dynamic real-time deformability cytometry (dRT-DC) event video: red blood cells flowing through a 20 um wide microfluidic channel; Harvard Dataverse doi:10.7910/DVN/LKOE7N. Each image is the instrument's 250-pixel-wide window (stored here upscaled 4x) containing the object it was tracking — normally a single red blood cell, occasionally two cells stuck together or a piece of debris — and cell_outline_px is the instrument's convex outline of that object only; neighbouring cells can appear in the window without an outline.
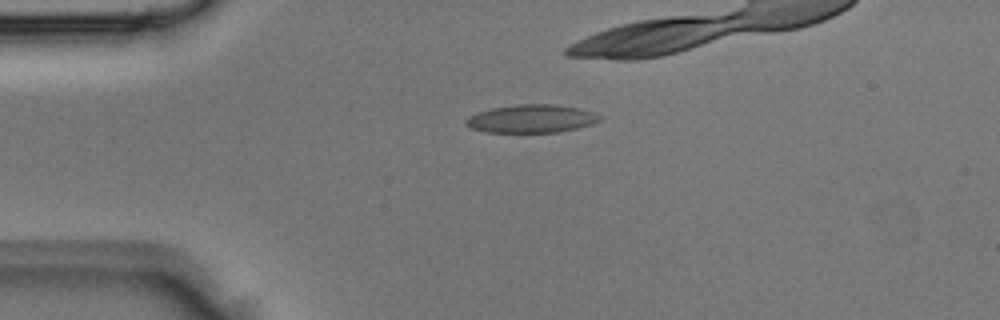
{"species": "Egyptian fruit bat (a non-hibernating species)", "species_latin": "Rousettus aegyptiacus", "temperature_condition": "room temperature", "stored_images_in_passage": 5, "camera_frame_rate_fps": 3000, "um_per_image_px": 0.085, "animal": {"sex": "male"}, "frame": {"image": 1, "passage_image": 3, "time_ms": 0.667, "image_size_px": [1000, 320], "cell_outline_px": [[600, 120], [592, 124], [576, 128], [556, 132], [484, 132], [472, 128], [464, 120], [468, 116], [476, 112], [492, 108], [516, 104], [552, 104], [576, 108], [592, 112], [600, 116]], "centroid_in_image_um": [45.12, 10.08], "position_along_channel_um": 39.9, "area_um2": 21.68}}